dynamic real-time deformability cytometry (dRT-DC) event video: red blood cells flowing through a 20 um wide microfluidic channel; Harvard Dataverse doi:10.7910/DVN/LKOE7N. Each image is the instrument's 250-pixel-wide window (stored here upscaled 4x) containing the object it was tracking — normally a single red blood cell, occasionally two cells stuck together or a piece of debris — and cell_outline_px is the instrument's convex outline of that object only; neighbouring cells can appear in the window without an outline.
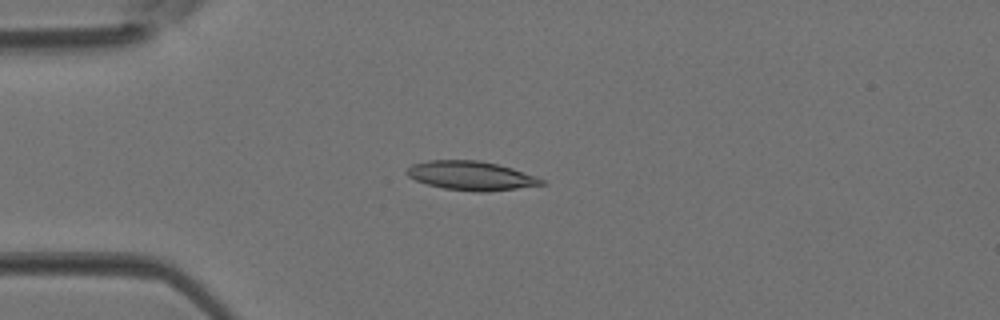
{"species": "Egyptian fruit bat (a non-hibernating species)", "species_latin": "Rousettus aegyptiacus", "temperature_condition": "room temperature", "stored_images_in_passage": 42, "camera_frame_rate_fps": 3000, "um_per_image_px": 0.085, "animal": {"sex": "female"}, "frame": {"image": 1, "passage_image": 11, "time_ms": 3.333, "image_size_px": [1000, 320], "cell_outline_px": [[548, 184], [484, 192], [480, 192], [444, 188], [428, 184], [416, 180], [408, 176], [408, 168], [412, 164], [428, 160], [480, 160], [512, 168], [536, 176], [544, 180]], "centroid_in_image_um": [40.07, 14.93], "position_along_channel_um": 44.9, "area_um2": 22.54}}
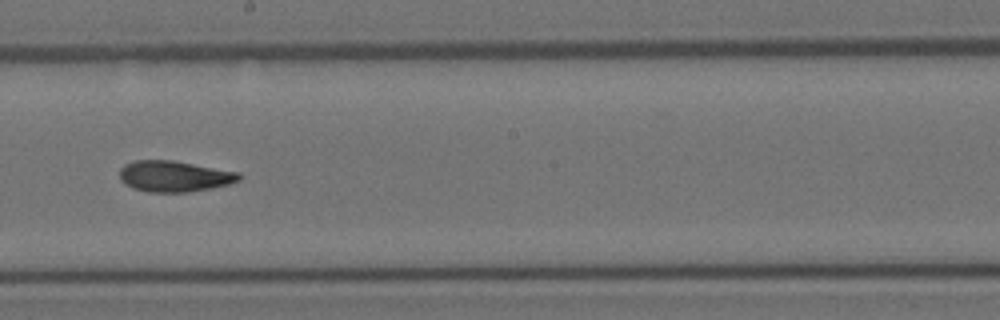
{"frame": {"image": 2, "passage_image": 24, "time_ms": 7.667, "image_size_px": [1000, 320], "cell_outline_px": [[244, 176], [240, 180], [228, 184], [212, 188], [188, 192], [148, 192], [132, 188], [124, 184], [120, 180], [120, 168], [124, 164], [132, 160], [172, 160], [240, 172]], "centroid_in_image_um": [14.81, 14.98], "position_along_channel_um": 233.4, "area_um2": 21.85}}
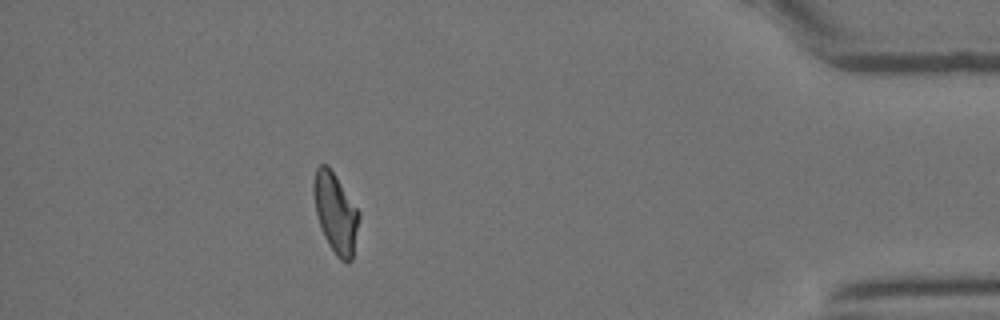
{"frame": {"image": 3, "passage_image": 38, "time_ms": 12.333, "image_size_px": [1000, 320], "cell_outline_px": [[360, 216], [352, 260], [348, 264], [340, 260], [336, 256], [328, 244], [324, 236], [316, 212], [312, 192], [312, 184], [316, 168], [320, 164], [328, 164], [360, 212]], "centroid_in_image_um": [28.52, 18.1], "position_along_channel_um": 406.7, "area_um2": 21.27}}